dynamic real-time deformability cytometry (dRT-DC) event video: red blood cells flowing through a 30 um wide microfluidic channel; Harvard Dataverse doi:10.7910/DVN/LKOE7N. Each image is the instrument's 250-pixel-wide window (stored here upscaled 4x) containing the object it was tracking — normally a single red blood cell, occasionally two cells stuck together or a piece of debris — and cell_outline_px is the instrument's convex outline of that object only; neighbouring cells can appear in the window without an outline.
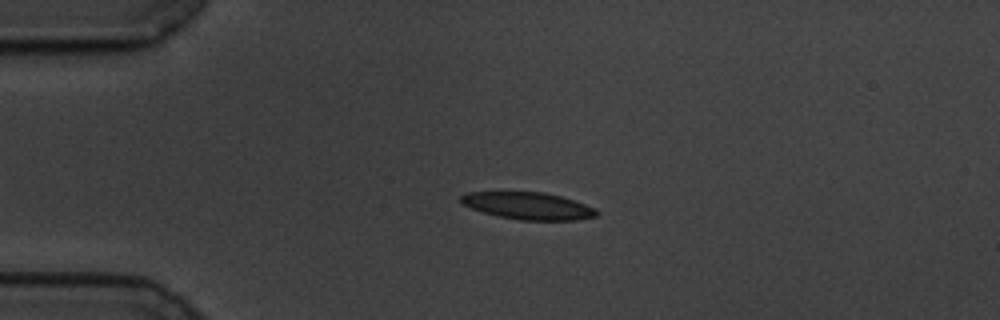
{"species": "common noctule bat (a hibernating species)", "species_latin": "Nyctalus noctula", "temperature_condition": "cold", "stored_images_in_passage": 51, "camera_frame_rate_fps": 3000, "um_per_image_px": 0.085, "animal": {"sex": "male", "body_mass_g": 19.5, "forearm_length_mm": 54.6}, "frame": {"image": 1, "passage_image": 13, "time_ms": 4.0, "image_size_px": [1000, 320], "cell_outline_px": [[600, 212], [596, 216], [576, 220], [520, 220], [500, 216], [484, 212], [472, 208], [464, 204], [460, 200], [460, 196], [468, 192], [544, 192], [560, 196], [596, 208]], "centroid_in_image_um": [44.92, 17.49], "position_along_channel_um": 40.1, "area_um2": 21.21}}
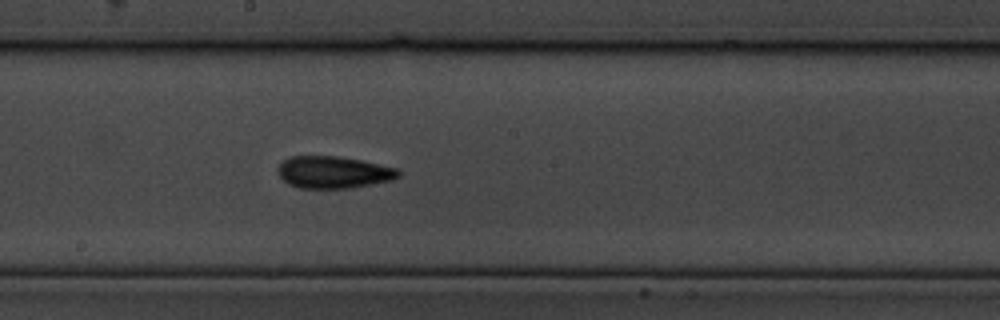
{"frame": {"image": 2, "passage_image": 31, "time_ms": 10.0, "image_size_px": [1000, 320], "cell_outline_px": [[400, 176], [392, 180], [348, 188], [300, 188], [288, 184], [280, 176], [276, 168], [288, 156], [336, 156], [360, 160], [396, 168], [400, 172]], "centroid_in_image_um": [28.31, 14.64], "position_along_channel_um": 219.9, "area_um2": 22.37}}
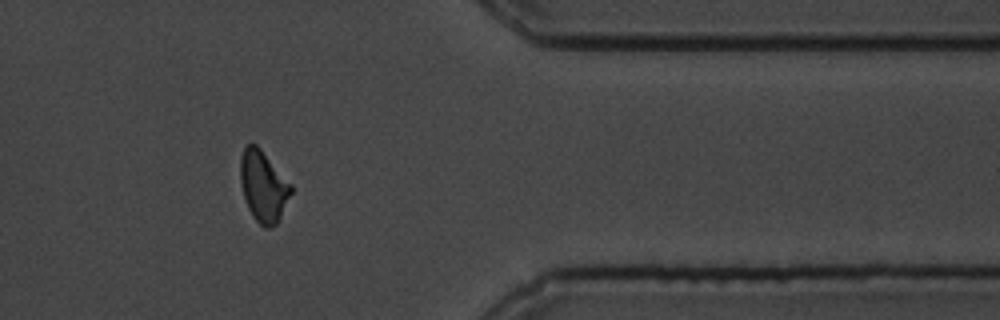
{"frame": {"image": 3, "passage_image": 47, "time_ms": 15.333, "image_size_px": [1000, 320], "cell_outline_px": [[292, 192], [280, 220], [276, 224], [268, 228], [264, 228], [252, 216], [248, 208], [244, 196], [240, 180], [240, 156], [244, 148], [248, 144], [256, 144], [260, 148], [292, 184]], "centroid_in_image_um": [22.39, 15.85], "position_along_channel_um": 389.0, "area_um2": 21.04}, "authors_computed_cell_mechanics": {"area_um2": 21.5016, "velocity_mm_per_s": 3.4854, "shape_relaxation_time_tau1_ms": 3.9141, "shape_relaxation_time_tau2_ms": 3.1174, "deformation_change_tau1": 0.1437, "deformation_change_tau2": 0.109}}